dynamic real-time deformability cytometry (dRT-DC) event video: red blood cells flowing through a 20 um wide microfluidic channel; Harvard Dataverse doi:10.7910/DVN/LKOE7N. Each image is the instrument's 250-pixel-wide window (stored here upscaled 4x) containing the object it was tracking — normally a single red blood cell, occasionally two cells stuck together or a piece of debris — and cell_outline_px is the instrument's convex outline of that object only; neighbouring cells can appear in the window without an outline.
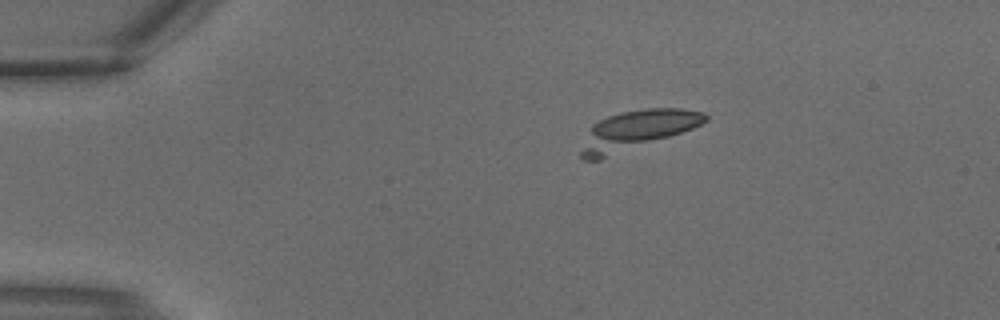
{"species": "common noctule bat (a hibernating species)", "species_latin": "Nyctalus noctula", "temperature_condition": "warm", "stored_images_in_passage": 4, "camera_frame_rate_fps": 3000, "um_per_image_px": 0.085, "animal": {"sex": "male", "body_mass_g": 18.8}, "frame": {"image": 1, "passage_image": 3, "time_ms": 0.667, "image_size_px": [1000, 320], "cell_outline_px": [[708, 120], [692, 128], [600, 160], [584, 160], [580, 156], [580, 152], [592, 124], [608, 116], [620, 112], [644, 108], [680, 108], [704, 112], [708, 116]], "centroid_in_image_um": [54.11, 11.05], "position_along_channel_um": 30.9, "area_um2": 27.86}}